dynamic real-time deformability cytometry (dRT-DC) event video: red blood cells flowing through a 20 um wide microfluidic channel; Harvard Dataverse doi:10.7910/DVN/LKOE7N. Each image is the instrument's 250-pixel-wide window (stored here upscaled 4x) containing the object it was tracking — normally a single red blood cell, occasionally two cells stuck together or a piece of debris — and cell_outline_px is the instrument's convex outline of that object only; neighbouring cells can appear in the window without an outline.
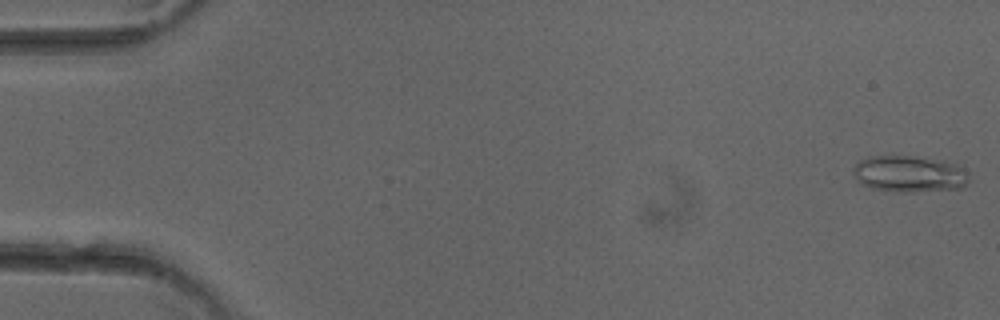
{"species": "common noctule bat (a hibernating species)", "species_latin": "Nyctalus noctula", "temperature_condition": "cold", "stored_images_in_passage": 51, "camera_frame_rate_fps": 3000, "um_per_image_px": 0.085, "animal": {"sex": "female"}, "frame": {"image": 1, "passage_image": 1, "time_ms": 0.0, "image_size_px": [1000, 320], "cell_outline_px": [[968, 180], [960, 188], [912, 192], [872, 188], [860, 184], [852, 168], [860, 160], [868, 156], [916, 156], [944, 160], [956, 164], [968, 176]], "centroid_in_image_um": [77.26, 14.76], "position_along_channel_um": 7.7, "area_um2": 24.28}}
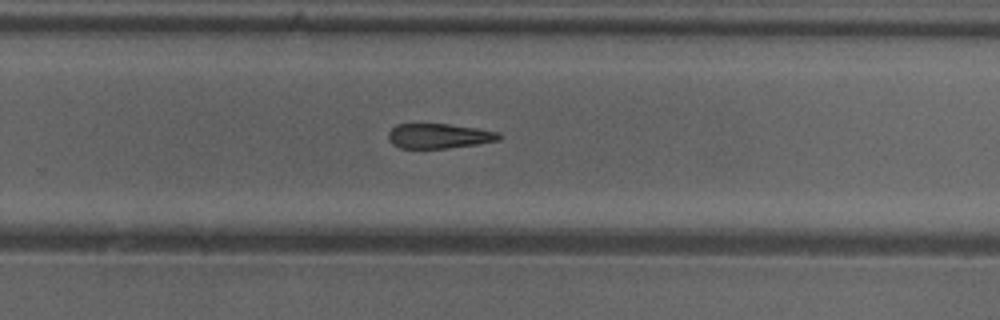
{"frame": {"image": 2, "passage_image": 33, "time_ms": 10.667, "image_size_px": [1000, 320], "cell_outline_px": [[500, 140], [476, 144], [448, 148], [400, 148], [392, 144], [388, 140], [388, 132], [396, 124], [448, 124], [476, 128], [496, 132], [500, 136]], "centroid_in_image_um": [37.25, 11.56], "position_along_channel_um": 292.5, "area_um2": 15.9}}
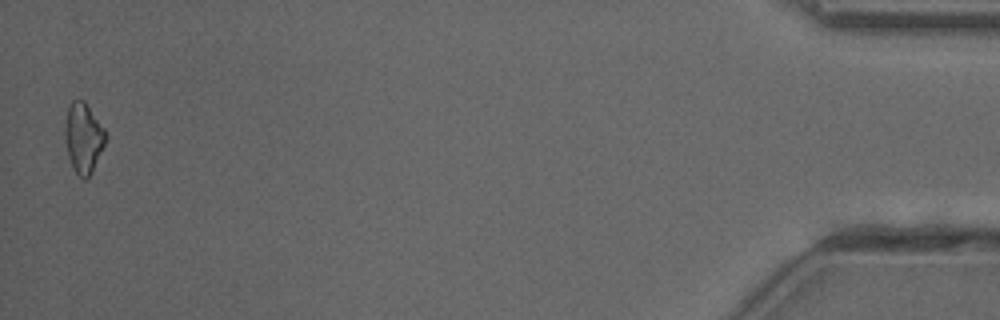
{"frame": {"image": 3, "passage_image": 50, "time_ms": 16.333, "image_size_px": [1000, 320], "cell_outline_px": [[108, 136], [92, 172], [84, 180], [72, 168], [68, 156], [64, 140], [64, 128], [68, 104], [72, 100], [84, 100], [104, 128]], "centroid_in_image_um": [7.07, 11.7], "position_along_channel_um": 428.1, "area_um2": 16.76}, "authors_computed_cell_mechanics": {"area_um2": 17.5712, "velocity_mm_per_s": 4.0687, "shape_relaxation_time_tau1_ms": 9.105, "shape_relaxation_time_tau2_ms": null, "deformation_change_tau1": 0.1693, "deformation_change_tau2": null}}